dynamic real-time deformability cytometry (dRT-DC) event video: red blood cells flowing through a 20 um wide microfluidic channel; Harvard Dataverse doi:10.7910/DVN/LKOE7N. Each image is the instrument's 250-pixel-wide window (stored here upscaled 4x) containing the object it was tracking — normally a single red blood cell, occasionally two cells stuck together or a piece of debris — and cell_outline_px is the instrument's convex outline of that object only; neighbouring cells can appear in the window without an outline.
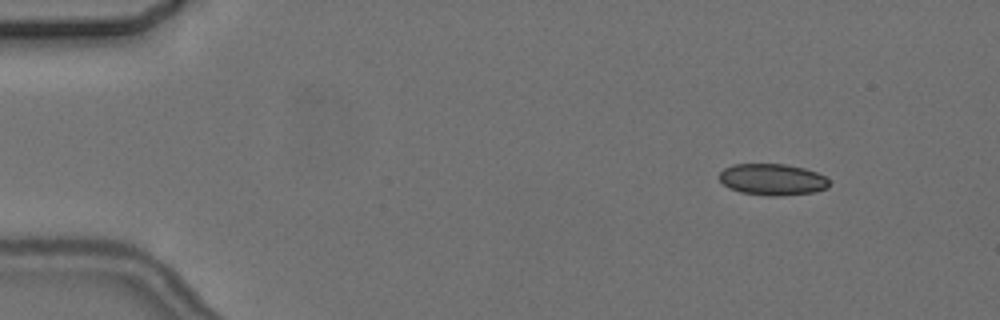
{"species": "common noctule bat (a hibernating species)", "species_latin": "Nyctalus noctula", "temperature_condition": "cold", "stored_images_in_passage": 5, "camera_frame_rate_fps": 3000, "um_per_image_px": 0.085, "animal": {"sex": "female", "body_mass_g": 24.6, "forearm_length_mm": 56.2}, "frame": {"image": 1, "passage_image": 2, "time_ms": 1.0, "image_size_px": [1000, 320], "cell_outline_px": [[828, 188], [816, 192], [780, 196], [768, 196], [740, 192], [728, 188], [720, 180], [720, 172], [724, 168], [732, 164], [784, 164], [804, 168], [816, 172], [824, 176], [828, 180]], "centroid_in_image_um": [65.65, 15.26], "position_along_channel_um": 19.4, "area_um2": 20.23}}
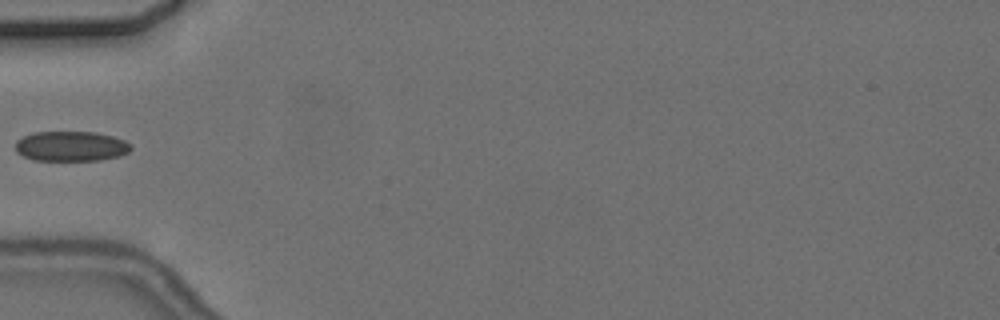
{"frame": {"image": 2, "passage_image": 5, "time_ms": 5.333, "image_size_px": [1000, 320], "cell_outline_px": [[132, 148], [128, 152], [120, 156], [100, 160], [32, 160], [16, 152], [16, 140], [32, 132], [96, 132], [112, 136], [124, 140], [132, 144]], "centroid_in_image_um": [6.04, 12.43], "position_along_channel_um": 79.0, "area_um2": 20.29}}